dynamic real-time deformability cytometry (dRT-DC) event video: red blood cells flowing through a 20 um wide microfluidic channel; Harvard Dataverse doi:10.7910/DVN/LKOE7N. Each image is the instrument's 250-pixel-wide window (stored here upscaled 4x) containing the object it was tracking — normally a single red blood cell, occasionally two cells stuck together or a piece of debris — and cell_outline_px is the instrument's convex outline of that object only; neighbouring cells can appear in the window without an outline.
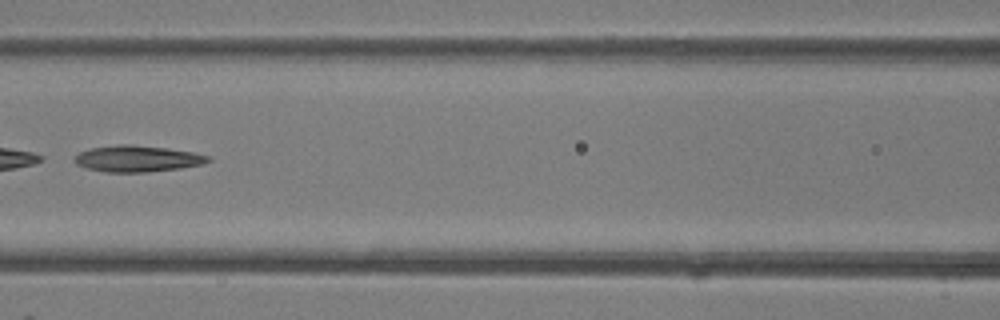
{"species": "common noctule bat (a hibernating species)", "species_latin": "Nyctalus noctula", "temperature_condition": "room temperature", "stored_images_in_passage": 40, "camera_frame_rate_fps": 3000, "um_per_image_px": 0.085, "animal": {"sex": "female"}, "frame": {"image": 1, "passage_image": 18, "time_ms": 5.667, "image_size_px": [1000, 320], "cell_outline_px": [[212, 160], [204, 164], [180, 168], [148, 172], [104, 172], [88, 168], [76, 164], [72, 160], [80, 152], [92, 148], [120, 144], [132, 144], [168, 148], [192, 152], [212, 156]], "centroid_in_image_um": [11.72, 13.49], "position_along_channel_um": 154.9, "area_um2": 20.58}}
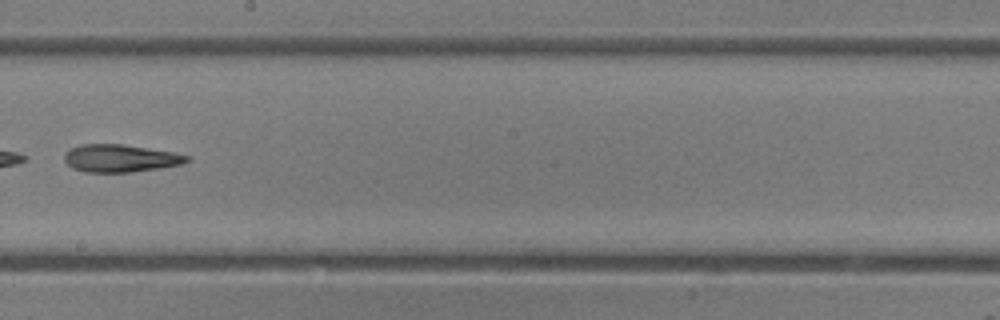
{"frame": {"image": 2, "passage_image": 23, "time_ms": 7.333, "image_size_px": [1000, 320], "cell_outline_px": [[192, 160], [184, 164], [160, 168], [132, 172], [84, 172], [72, 168], [64, 160], [64, 152], [80, 144], [120, 144], [172, 152], [192, 156]], "centroid_in_image_um": [10.25, 13.46], "position_along_channel_um": 237.9, "area_um2": 19.83}}